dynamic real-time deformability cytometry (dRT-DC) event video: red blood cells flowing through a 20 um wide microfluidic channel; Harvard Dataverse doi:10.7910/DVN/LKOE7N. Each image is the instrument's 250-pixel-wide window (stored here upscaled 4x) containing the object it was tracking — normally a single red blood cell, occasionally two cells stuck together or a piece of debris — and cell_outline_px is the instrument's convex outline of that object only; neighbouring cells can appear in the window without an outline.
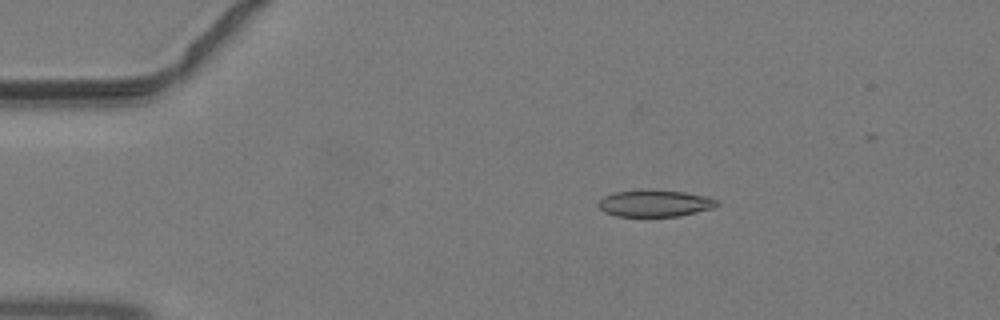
{"species": "common noctule bat (a hibernating species)", "species_latin": "Nyctalus noctula", "temperature_condition": "warm", "stored_images_in_passage": 45, "camera_frame_rate_fps": 3000, "um_per_image_px": 0.085, "animal": {"sex": "male", "body_mass_g": 19.2, "forearm_length_mm": 51.8}, "frame": {"image": 1, "passage_image": 9, "time_ms": 2.667, "image_size_px": [1000, 320], "cell_outline_px": [[720, 204], [712, 208], [680, 216], [616, 216], [604, 212], [596, 204], [604, 196], [612, 192], [644, 188], [684, 192], [708, 196], [716, 200]], "centroid_in_image_um": [55.63, 17.26], "position_along_channel_um": 29.4, "area_um2": 18.84}}
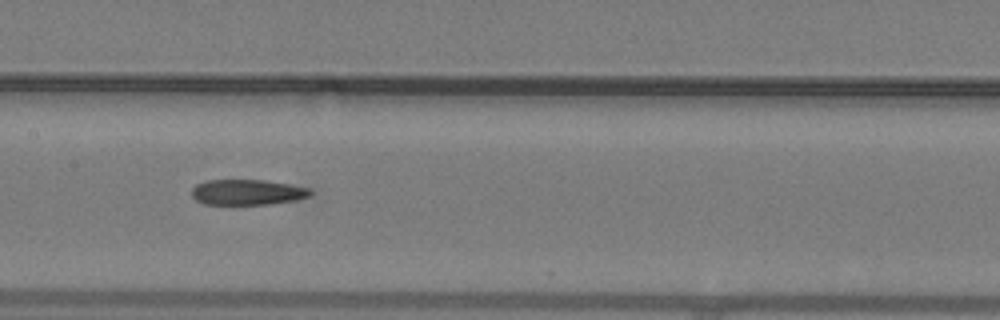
{"frame": {"image": 2, "passage_image": 23, "time_ms": 7.333, "image_size_px": [1000, 320], "cell_outline_px": [[312, 192], [308, 196], [296, 200], [272, 204], [232, 208], [204, 204], [196, 200], [192, 196], [192, 188], [196, 184], [204, 180], [264, 180], [288, 184], [308, 188]], "centroid_in_image_um": [20.93, 16.39], "position_along_channel_um": 186.5, "area_um2": 18.55}}
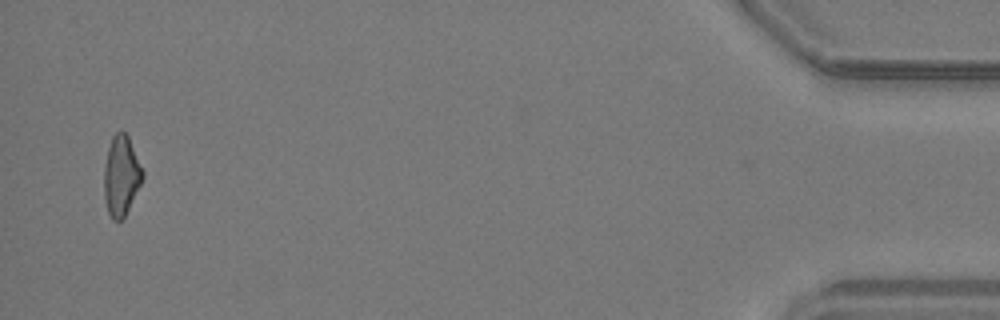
{"frame": {"image": 3, "passage_image": 44, "time_ms": 14.333, "image_size_px": [1000, 320], "cell_outline_px": [[144, 176], [124, 220], [112, 220], [108, 212], [104, 196], [104, 168], [108, 148], [112, 136], [120, 128], [128, 136], [144, 172]], "centroid_in_image_um": [10.3, 14.95], "position_along_channel_um": 424.9, "area_um2": 18.09}}